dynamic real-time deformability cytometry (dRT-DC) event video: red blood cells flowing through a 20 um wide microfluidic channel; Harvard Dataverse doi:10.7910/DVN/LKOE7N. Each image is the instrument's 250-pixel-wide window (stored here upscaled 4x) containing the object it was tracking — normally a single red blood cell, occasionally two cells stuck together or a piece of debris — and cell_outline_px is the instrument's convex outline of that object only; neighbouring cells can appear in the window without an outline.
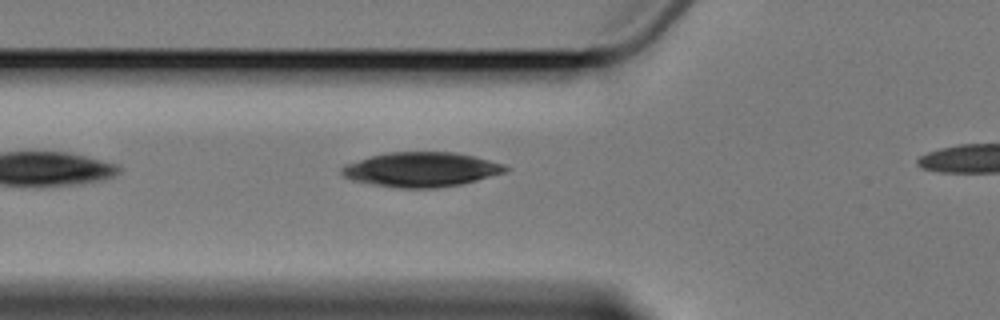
{"species": "Egyptian fruit bat (a non-hibernating species)", "species_latin": "Rousettus aegyptiacus", "temperature_condition": "cold", "stored_images_in_passage": 4, "segment_of_instrument_passage": [1, 2], "camera_frame_rate_fps": 3000, "um_per_image_px": 0.085, "animal": {"sex": "female"}, "frame": {"image": 1, "passage_image": 3, "time_ms": 2.333, "image_size_px": [1000, 320], "cell_outline_px": [[512, 168], [508, 172], [464, 184], [436, 188], [400, 188], [372, 184], [352, 180], [344, 176], [340, 172], [340, 168], [344, 164], [372, 156], [388, 152], [456, 152], [476, 156], [504, 164]], "centroid_in_image_um": [35.87, 14.41], "position_along_channel_um": 89.9, "area_um2": 33.41}}